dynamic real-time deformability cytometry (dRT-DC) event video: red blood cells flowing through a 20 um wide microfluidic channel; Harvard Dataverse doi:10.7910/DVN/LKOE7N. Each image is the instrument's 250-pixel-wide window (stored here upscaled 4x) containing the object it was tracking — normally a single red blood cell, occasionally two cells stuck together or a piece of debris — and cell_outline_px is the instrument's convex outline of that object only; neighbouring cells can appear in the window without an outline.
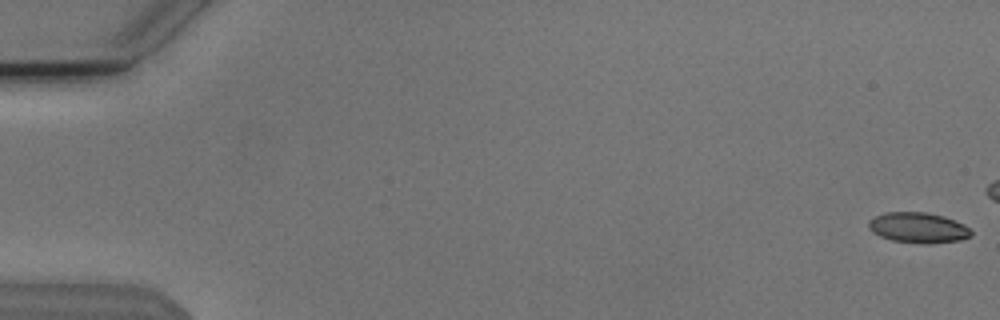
{"species": "Egyptian fruit bat (a non-hibernating species)", "species_latin": "Rousettus aegyptiacus", "temperature_condition": "cold", "stored_images_in_passage": 6, "camera_frame_rate_fps": 3000, "um_per_image_px": 0.085, "animal": {"sex": "male"}, "frame": {"image": 1, "passage_image": 1, "time_ms": 0.0, "image_size_px": [1000, 320], "cell_outline_px": [[972, 236], [960, 240], [928, 244], [920, 244], [892, 240], [880, 236], [872, 232], [868, 228], [868, 220], [884, 212], [924, 212], [944, 216], [964, 224], [972, 232]], "centroid_in_image_um": [78.03, 19.36], "position_along_channel_um": 7.0, "area_um2": 18.32}}